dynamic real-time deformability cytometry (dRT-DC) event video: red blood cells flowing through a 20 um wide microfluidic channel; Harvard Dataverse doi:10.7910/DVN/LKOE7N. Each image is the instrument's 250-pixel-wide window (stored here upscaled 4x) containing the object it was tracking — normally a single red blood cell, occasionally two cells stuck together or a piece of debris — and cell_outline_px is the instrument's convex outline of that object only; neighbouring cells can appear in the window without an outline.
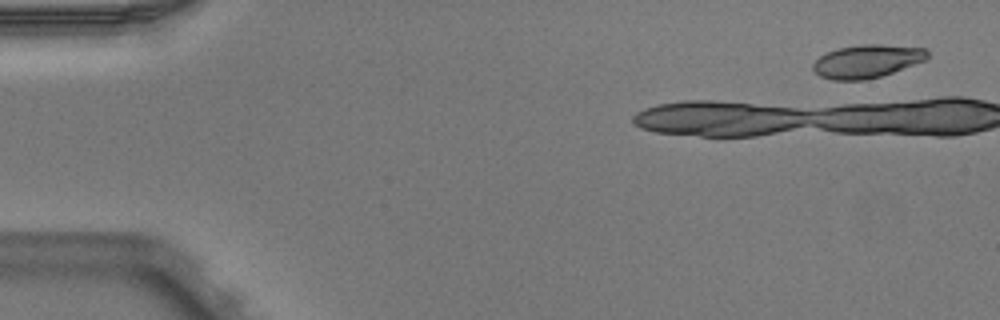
{"species": "Egyptian fruit bat (a non-hibernating species)", "species_latin": "Rousettus aegyptiacus", "temperature_condition": "warm", "stored_images_in_passage": 4, "camera_frame_rate_fps": 3000, "um_per_image_px": 0.085, "animal": {"sex": "male"}, "frame": {"image": 1, "passage_image": 1, "time_ms": 0.0, "image_size_px": [1000, 320], "cell_outline_px": [[928, 60], [880, 76], [864, 80], [832, 80], [820, 76], [812, 68], [812, 64], [820, 56], [836, 48], [860, 44], [880, 44], [928, 48]], "centroid_in_image_um": [73.72, 5.19], "position_along_channel_um": 11.3, "area_um2": 22.25}}